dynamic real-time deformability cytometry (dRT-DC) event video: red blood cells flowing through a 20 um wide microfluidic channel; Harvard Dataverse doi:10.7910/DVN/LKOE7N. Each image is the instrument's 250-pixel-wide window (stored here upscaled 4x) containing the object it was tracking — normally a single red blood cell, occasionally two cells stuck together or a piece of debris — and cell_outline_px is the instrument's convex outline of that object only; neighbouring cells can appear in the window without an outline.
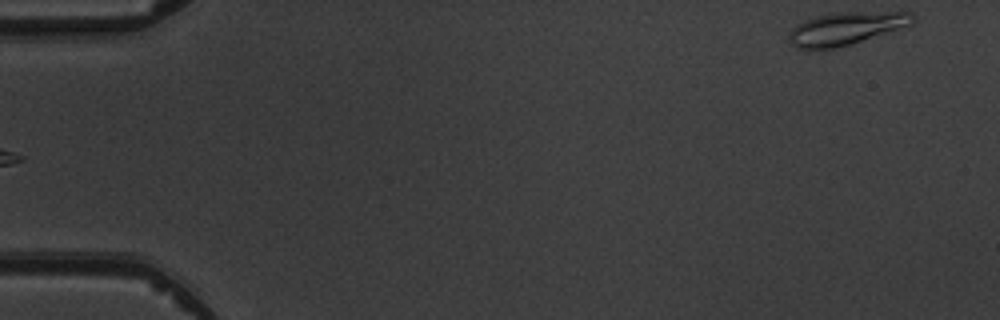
{"species": "common noctule bat (a hibernating species)", "species_latin": "Nyctalus noctula", "temperature_condition": "warm", "stored_images_in_passage": 3, "camera_frame_rate_fps": 3000, "um_per_image_px": 0.085, "animal": {"sex": "male", "body_mass_g": 19.5, "forearm_length_mm": 54.6}, "frame": {"image": 1, "passage_image": 3, "time_ms": 3.333, "image_size_px": [1000, 320], "cell_outline_px": [[916, 20], [912, 24], [836, 48], [796, 48], [788, 40], [788, 32], [796, 24], [804, 20], [816, 16], [836, 12], [912, 12], [916, 16]], "centroid_in_image_um": [71.88, 2.39], "position_along_channel_um": 13.1, "area_um2": 23.35}}